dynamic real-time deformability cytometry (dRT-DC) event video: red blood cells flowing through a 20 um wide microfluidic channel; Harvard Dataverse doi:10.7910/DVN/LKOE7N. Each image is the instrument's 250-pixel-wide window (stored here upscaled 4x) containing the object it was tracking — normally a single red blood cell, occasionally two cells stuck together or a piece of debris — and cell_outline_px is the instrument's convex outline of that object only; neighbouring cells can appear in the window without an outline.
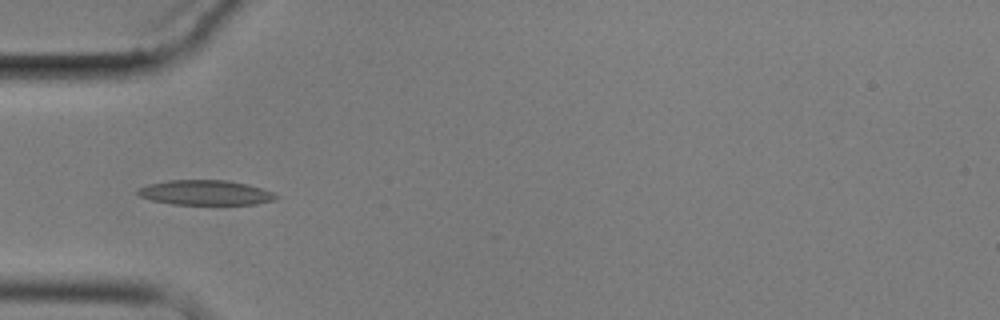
{"species": "common noctule bat (a hibernating species)", "species_latin": "Nyctalus noctula", "temperature_condition": "cold", "stored_images_in_passage": 9, "camera_frame_rate_fps": 3000, "um_per_image_px": 0.085, "animal": {"sex": "male", "body_mass_g": 17.9}, "frame": {"image": 1, "passage_image": 6, "time_ms": 5.667, "image_size_px": [1000, 320], "cell_outline_px": [[280, 196], [272, 200], [256, 204], [172, 204], [152, 200], [140, 196], [136, 192], [136, 188], [148, 184], [168, 180], [228, 180], [248, 184], [272, 192]], "centroid_in_image_um": [17.43, 16.36], "position_along_channel_um": 67.6, "area_um2": 20.0}}
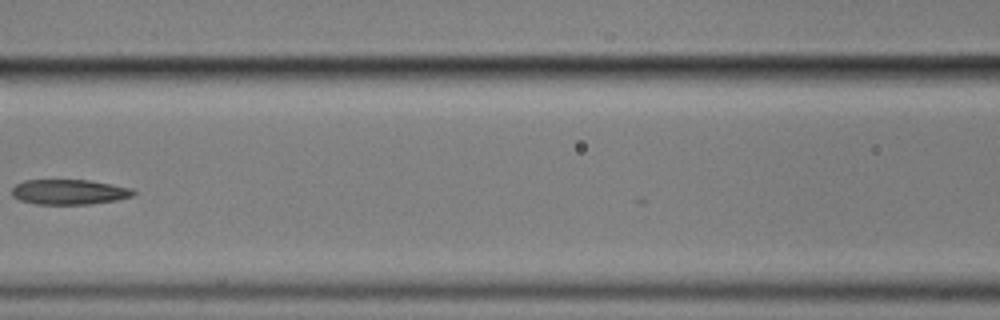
{"frame": {"image": 2, "passage_image": 8, "time_ms": 8.333, "image_size_px": [1000, 320], "cell_outline_px": [[136, 192], [132, 196], [116, 200], [92, 204], [36, 204], [20, 200], [12, 196], [12, 188], [16, 184], [24, 180], [88, 180], [112, 184], [132, 188]], "centroid_in_image_um": [5.88, 16.31], "position_along_channel_um": 160.7, "area_um2": 17.8}}
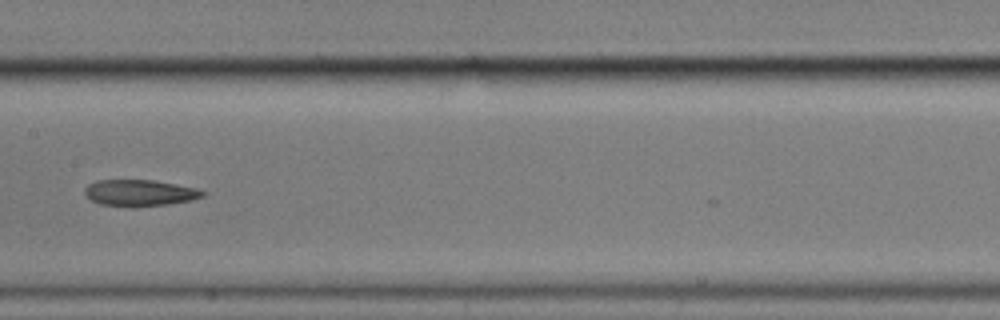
{"frame": {"image": 3, "passage_image": 9, "time_ms": 9.333, "image_size_px": [1000, 320], "cell_outline_px": [[208, 192], [204, 196], [192, 200], [168, 204], [132, 208], [100, 204], [84, 196], [84, 188], [88, 184], [96, 180], [152, 180], [196, 188]], "centroid_in_image_um": [11.85, 16.41], "position_along_channel_um": 195.5, "area_um2": 18.44}}